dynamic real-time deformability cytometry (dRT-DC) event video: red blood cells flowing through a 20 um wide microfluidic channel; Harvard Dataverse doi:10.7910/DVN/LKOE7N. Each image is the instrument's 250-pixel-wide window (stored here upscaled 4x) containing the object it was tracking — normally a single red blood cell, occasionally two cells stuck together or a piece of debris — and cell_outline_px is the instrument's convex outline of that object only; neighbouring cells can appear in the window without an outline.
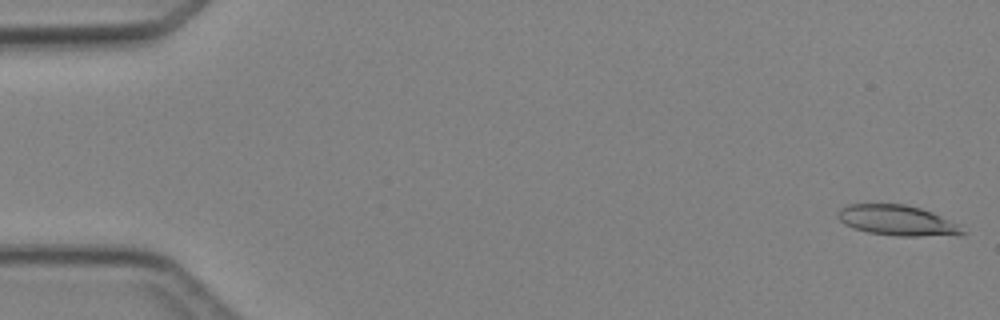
{"species": "Egyptian fruit bat (a non-hibernating species)", "species_latin": "Rousettus aegyptiacus", "temperature_condition": "cold", "stored_images_in_passage": 5, "camera_frame_rate_fps": 3000, "um_per_image_px": 0.085, "animal": {"sex": "female"}, "frame": {"image": 1, "passage_image": 1, "time_ms": 0.0, "image_size_px": [1000, 320], "cell_outline_px": [[968, 232], [960, 236], [896, 236], [868, 232], [852, 228], [844, 224], [836, 216], [836, 212], [840, 208], [848, 204], [904, 204], [920, 208], [932, 212], [960, 224]], "centroid_in_image_um": [76.32, 18.75], "position_along_channel_um": 8.7, "area_um2": 22.54}}
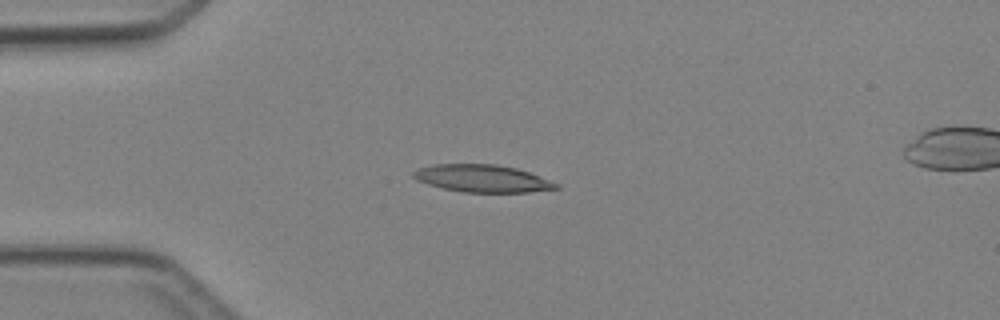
{"frame": {"image": 2, "passage_image": 4, "time_ms": 3.667, "image_size_px": [1000, 320], "cell_outline_px": [[560, 188], [528, 192], [464, 192], [444, 188], [428, 184], [416, 180], [412, 176], [412, 172], [420, 168], [432, 164], [496, 164], [516, 168], [540, 176], [560, 184]], "centroid_in_image_um": [41.01, 15.16], "position_along_channel_um": 44.0, "area_um2": 22.72}}